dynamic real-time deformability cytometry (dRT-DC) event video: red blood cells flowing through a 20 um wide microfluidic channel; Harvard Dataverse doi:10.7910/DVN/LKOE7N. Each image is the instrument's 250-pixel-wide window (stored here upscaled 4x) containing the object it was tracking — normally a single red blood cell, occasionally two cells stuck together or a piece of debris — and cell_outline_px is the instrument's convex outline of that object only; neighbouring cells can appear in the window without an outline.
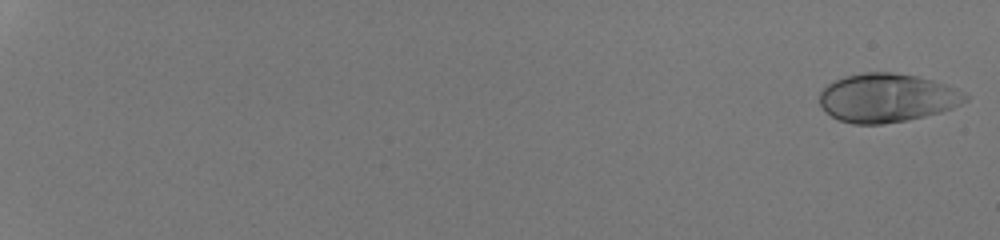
{"species": "human", "species_latin": "Homo sapiens", "temperature_condition": "room temperature", "stored_images_in_passage": 52, "camera_frame_rate_fps": 3000, "um_per_image_px": 0.085, "donor": {"sex": "male"}, "frame": {"image": 1, "passage_image": 1, "time_ms": 0.0, "image_size_px": [1000, 240], "cell_outline_px": [[968, 100], [952, 108], [940, 112], [908, 120], [884, 124], [852, 124], [840, 120], [832, 116], [820, 104], [820, 92], [828, 84], [844, 76], [860, 72], [892, 72], [916, 76], [932, 80], [956, 88], [968, 96]], "centroid_in_image_um": [75.39, 8.31], "position_along_channel_um": 9.6, "area_um2": 41.21}}
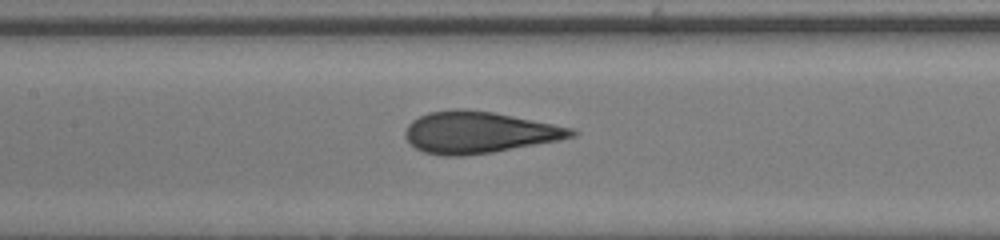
{"frame": {"image": 2, "passage_image": 30, "time_ms": 9.667, "image_size_px": [1000, 240], "cell_outline_px": [[580, 132], [576, 136], [556, 140], [492, 152], [464, 156], [444, 156], [424, 152], [416, 148], [404, 136], [404, 132], [408, 124], [412, 120], [428, 112], [460, 108], [492, 112], [572, 128]], "centroid_in_image_um": [40.66, 11.25], "position_along_channel_um": 166.7, "area_um2": 39.88}}
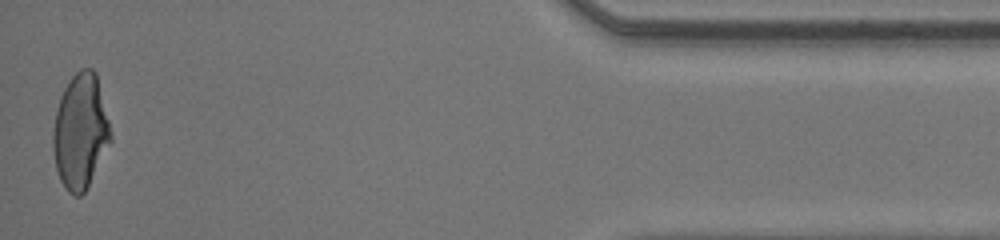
{"frame": {"image": 3, "passage_image": 52, "time_ms": 17.0, "image_size_px": [1000, 240], "cell_outline_px": [[112, 140], [88, 188], [80, 196], [72, 196], [64, 188], [60, 180], [56, 168], [52, 148], [52, 132], [56, 108], [60, 96], [64, 88], [72, 76], [80, 68], [92, 68], [96, 72], [112, 132]], "centroid_in_image_um": [6.83, 11.2], "position_along_channel_um": 428.4, "area_um2": 39.19}, "authors_computed_cell_mechanics": {"area_um2": 39.7086, "velocity_mm_per_s": 4.3455, "shape_relaxation_time_tau1_ms": 4.569, "shape_relaxation_time_tau2_ms": null, "deformation_change_tau1": 0.1999, "deformation_change_tau2": null}}